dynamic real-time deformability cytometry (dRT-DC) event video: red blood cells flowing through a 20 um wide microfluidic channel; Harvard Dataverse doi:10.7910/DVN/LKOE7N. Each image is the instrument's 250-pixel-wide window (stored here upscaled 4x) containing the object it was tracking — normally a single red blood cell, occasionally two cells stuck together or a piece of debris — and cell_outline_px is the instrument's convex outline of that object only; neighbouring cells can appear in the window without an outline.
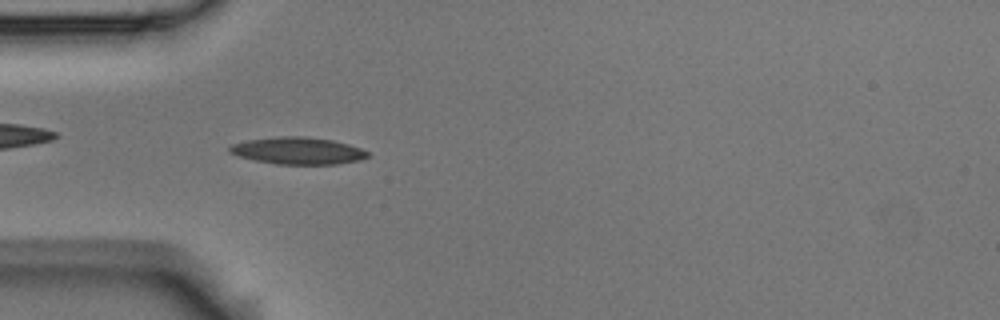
{"species": "Egyptian fruit bat (a non-hibernating species)", "species_latin": "Rousettus aegyptiacus", "temperature_condition": "room temperature", "stored_images_in_passage": 40, "camera_frame_rate_fps": 3000, "um_per_image_px": 0.085, "animal": {"sex": "male"}, "frame": {"image": 1, "passage_image": 8, "time_ms": 2.333, "image_size_px": [1000, 320], "cell_outline_px": [[372, 156], [360, 160], [336, 164], [276, 164], [256, 160], [240, 156], [228, 152], [228, 148], [232, 144], [248, 140], [276, 136], [304, 136], [332, 140], [348, 144], [360, 148], [368, 152]], "centroid_in_image_um": [25.34, 12.81], "position_along_channel_um": 59.7, "area_um2": 21.73}}
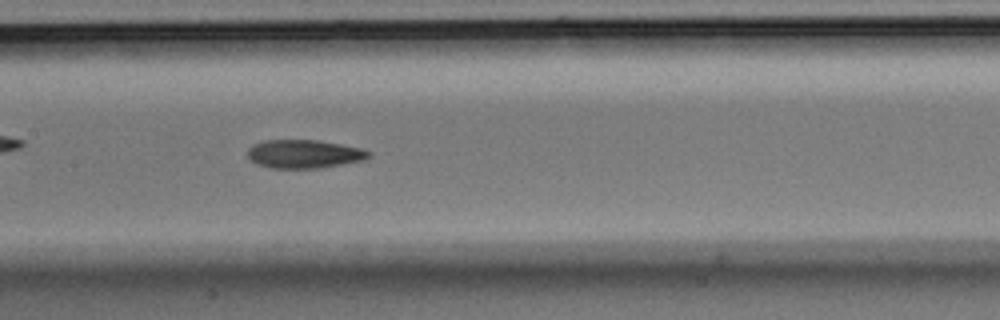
{"frame": {"image": 2, "passage_image": 18, "time_ms": 5.667, "image_size_px": [1000, 320], "cell_outline_px": [[372, 156], [364, 160], [320, 168], [272, 168], [256, 164], [248, 156], [248, 148], [252, 144], [264, 140], [316, 140], [340, 144], [360, 148], [372, 152]], "centroid_in_image_um": [25.85, 13.08], "position_along_channel_um": 181.5, "area_um2": 20.11}}
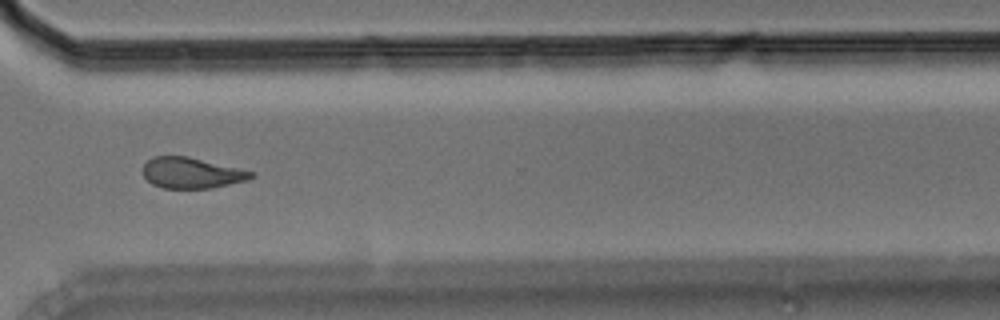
{"frame": {"image": 3, "passage_image": 32, "time_ms": 10.333, "image_size_px": [1000, 320], "cell_outline_px": [[256, 176], [248, 180], [212, 188], [164, 188], [152, 184], [144, 176], [144, 164], [152, 156], [188, 156], [256, 172]], "centroid_in_image_um": [16.33, 14.69], "position_along_channel_um": 354.3, "area_um2": 19.48}, "authors_computed_cell_mechanics": {"area_um2": 20.2589, "velocity_mm_per_s": 3.7116, "shape_relaxation_time_tau1_ms": 4.3445, "shape_relaxation_time_tau2_ms": 3.0273, "deformation_change_tau1": 0.1512, "deformation_change_tau2": 0.1046}}